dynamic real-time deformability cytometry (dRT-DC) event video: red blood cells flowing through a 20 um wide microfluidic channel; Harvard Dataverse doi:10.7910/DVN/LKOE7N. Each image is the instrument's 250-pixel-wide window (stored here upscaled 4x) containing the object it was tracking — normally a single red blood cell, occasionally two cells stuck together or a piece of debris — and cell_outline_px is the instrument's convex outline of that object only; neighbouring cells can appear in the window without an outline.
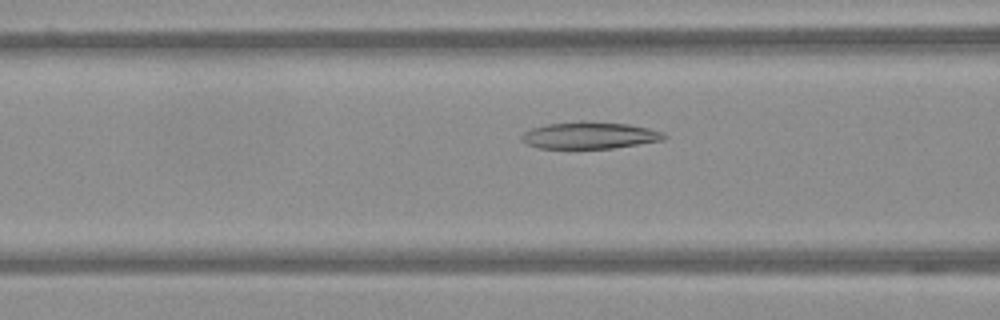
{"species": "Egyptian fruit bat (a non-hibernating species)", "species_latin": "Rousettus aegyptiacus", "temperature_condition": "warm", "stored_images_in_passage": 58, "camera_frame_rate_fps": 3000, "um_per_image_px": 0.085, "frame": {"image": 1, "passage_image": 24, "time_ms": 7.667, "image_size_px": [1000, 320], "cell_outline_px": [[668, 136], [664, 140], [612, 148], [540, 148], [528, 144], [520, 140], [520, 136], [524, 132], [532, 128], [548, 124], [580, 120], [628, 124], [648, 128], [664, 132]], "centroid_in_image_um": [50.13, 11.49], "position_along_channel_um": 116.5, "area_um2": 22.37}}
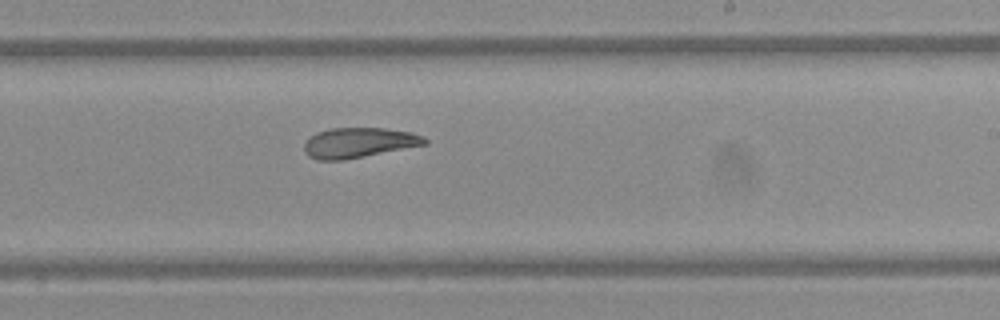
{"frame": {"image": 2, "passage_image": 36, "time_ms": 11.667, "image_size_px": [1000, 320], "cell_outline_px": [[428, 144], [344, 160], [316, 160], [308, 156], [304, 152], [304, 144], [316, 132], [332, 128], [384, 128], [412, 132], [424, 136], [428, 140]], "centroid_in_image_um": [30.52, 12.13], "position_along_channel_um": 258.5, "area_um2": 21.21}}
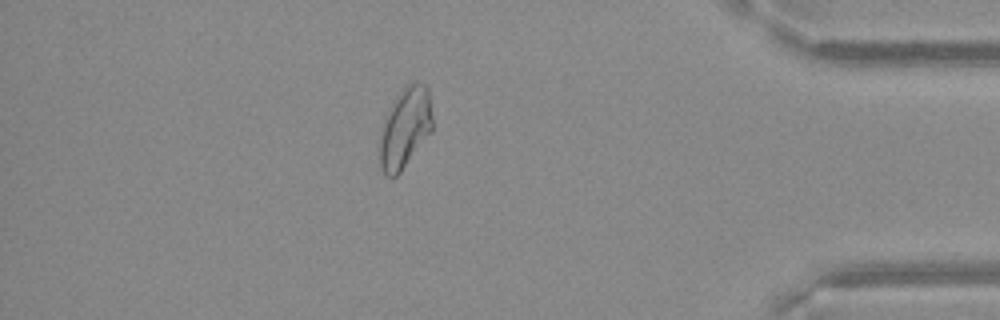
{"frame": {"image": 3, "passage_image": 51, "time_ms": 16.667, "image_size_px": [1000, 320], "cell_outline_px": [[432, 132], [400, 172], [396, 176], [384, 176], [380, 168], [380, 128], [388, 108], [396, 96], [408, 84], [424, 84], [428, 88], [432, 116]], "centroid_in_image_um": [34.41, 10.9], "position_along_channel_um": 400.8, "area_um2": 24.74}}